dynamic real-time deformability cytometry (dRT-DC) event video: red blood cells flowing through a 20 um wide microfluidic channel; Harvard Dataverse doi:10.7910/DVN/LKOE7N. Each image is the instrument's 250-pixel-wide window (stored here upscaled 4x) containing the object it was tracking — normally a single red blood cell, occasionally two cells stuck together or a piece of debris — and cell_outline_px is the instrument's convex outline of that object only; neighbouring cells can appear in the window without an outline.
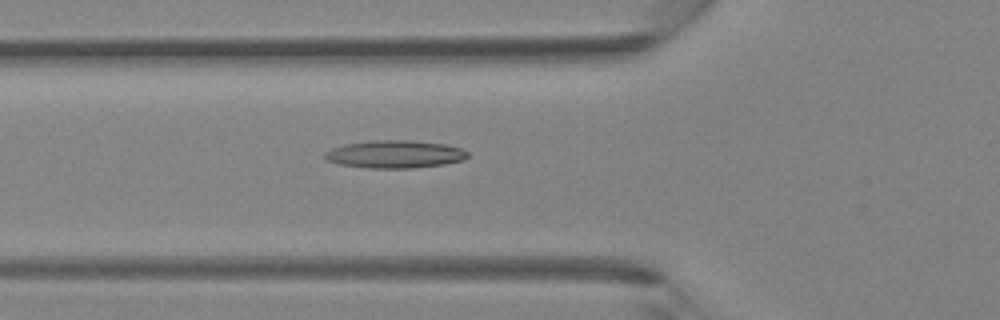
{"species": "Egyptian fruit bat (a non-hibernating species)", "species_latin": "Rousettus aegyptiacus", "temperature_condition": "room temperature", "stored_images_in_passage": 42, "camera_frame_rate_fps": 3000, "um_per_image_px": 0.085, "animal": {"sex": "female"}, "frame": {"image": 1, "passage_image": 15, "time_ms": 4.667, "image_size_px": [1000, 320], "cell_outline_px": [[468, 156], [464, 160], [444, 164], [412, 168], [368, 168], [336, 164], [324, 160], [324, 152], [332, 148], [344, 144], [372, 140], [408, 140], [444, 144], [460, 148], [468, 152]], "centroid_in_image_um": [33.51, 13.11], "position_along_channel_um": 92.3, "area_um2": 23.24}}
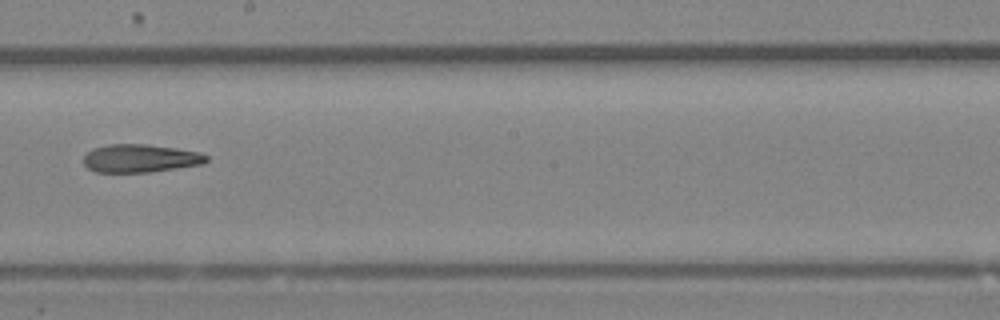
{"frame": {"image": 2, "passage_image": 24, "time_ms": 7.667, "image_size_px": [1000, 320], "cell_outline_px": [[208, 160], [204, 164], [148, 172], [96, 172], [88, 168], [84, 164], [84, 156], [92, 148], [108, 144], [148, 144], [176, 148], [200, 152], [208, 156]], "centroid_in_image_um": [11.93, 13.45], "position_along_channel_um": 236.3, "area_um2": 20.17}}
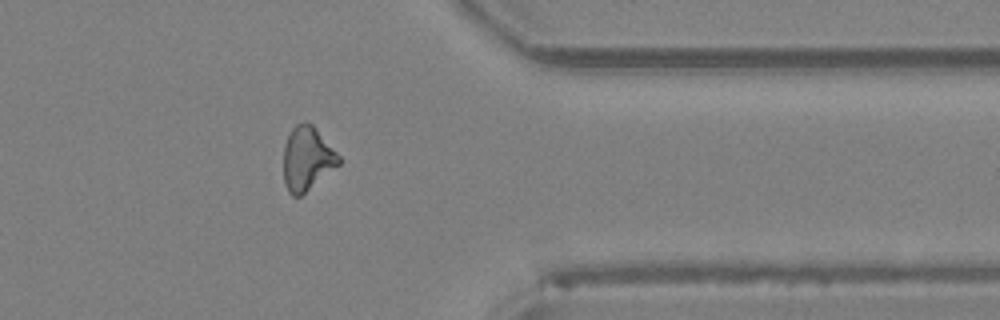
{"frame": {"image": 3, "passage_image": 34, "time_ms": 11.0, "image_size_px": [1000, 320], "cell_outline_px": [[340, 164], [300, 196], [292, 196], [288, 192], [284, 180], [284, 144], [292, 128], [296, 124], [312, 124], [316, 128], [340, 156]], "centroid_in_image_um": [26.1, 13.49], "position_along_channel_um": 385.3, "area_um2": 20.23}}